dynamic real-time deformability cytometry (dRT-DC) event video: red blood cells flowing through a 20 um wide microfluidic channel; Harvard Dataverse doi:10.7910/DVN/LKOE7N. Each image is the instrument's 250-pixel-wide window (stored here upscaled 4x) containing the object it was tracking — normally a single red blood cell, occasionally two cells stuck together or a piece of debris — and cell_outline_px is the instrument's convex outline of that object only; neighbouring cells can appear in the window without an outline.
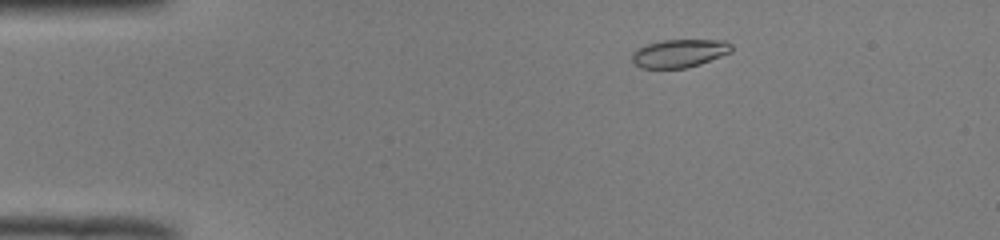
{"species": "common noctule bat (a hibernating species)", "species_latin": "Nyctalus noctula", "temperature_condition": "room temperature", "stored_images_in_passage": 48, "camera_frame_rate_fps": 3000, "um_per_image_px": 0.085, "animal": {"sex": "male", "body_mass_g": 19.0, "forearm_length_mm": 50.8}, "frame": {"image": 1, "passage_image": 6, "time_ms": 1.667, "image_size_px": [1000, 240], "cell_outline_px": [[732, 52], [700, 64], [688, 68], [640, 68], [632, 60], [632, 52], [636, 48], [648, 44], [664, 40], [724, 40], [732, 44]], "centroid_in_image_um": [57.76, 4.53], "position_along_channel_um": 27.2, "area_um2": 16.36}}
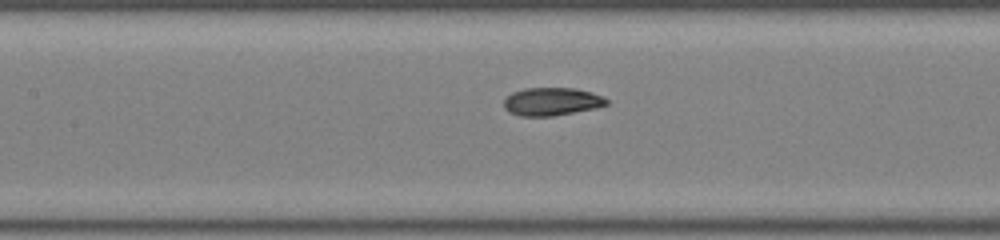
{"frame": {"image": 2, "passage_image": 21, "time_ms": 6.667, "image_size_px": [1000, 240], "cell_outline_px": [[608, 104], [596, 108], [552, 116], [520, 116], [508, 112], [504, 108], [504, 100], [512, 92], [524, 88], [576, 88], [592, 92], [604, 96], [608, 100]], "centroid_in_image_um": [46.91, 8.63], "position_along_channel_um": 160.5, "area_um2": 16.88}}
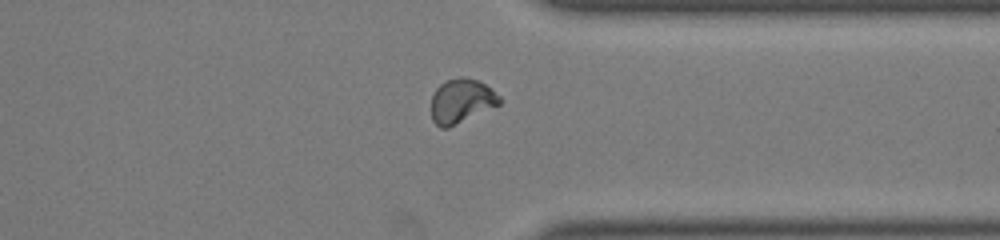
{"frame": {"image": 3, "passage_image": 37, "time_ms": 12.0, "image_size_px": [1000, 240], "cell_outline_px": [[500, 104], [448, 128], [440, 128], [432, 120], [432, 96], [436, 88], [444, 80], [460, 76], [464, 76], [476, 80], [484, 84], [500, 96]], "centroid_in_image_um": [39.19, 8.57], "position_along_channel_um": 372.2, "area_um2": 17.51}, "authors_computed_cell_mechanics": {"area_um2": 16.9932, "velocity_mm_per_s": 3.988, "shape_relaxation_time_tau1_ms": 5.1312, "shape_relaxation_time_tau2_ms": 1.7072, "deformation_change_tau1": 0.1916, "deformation_change_tau2": 0.05}}